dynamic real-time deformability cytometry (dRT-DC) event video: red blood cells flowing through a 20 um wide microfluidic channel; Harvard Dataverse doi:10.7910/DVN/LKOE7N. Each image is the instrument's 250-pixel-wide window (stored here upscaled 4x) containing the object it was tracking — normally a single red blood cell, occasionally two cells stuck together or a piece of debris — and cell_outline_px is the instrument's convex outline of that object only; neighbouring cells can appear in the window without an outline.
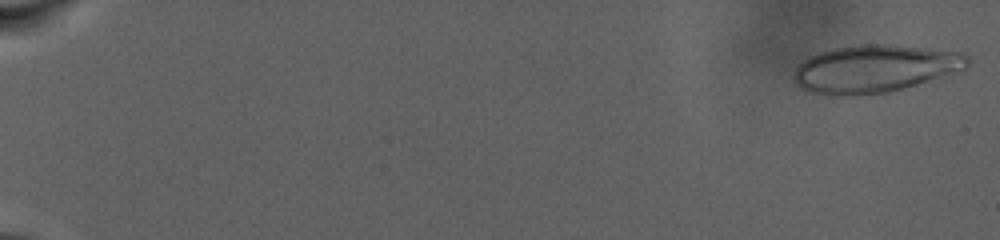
{"species": "human", "species_latin": "Homo sapiens", "temperature_condition": "warm", "stored_images_in_passage": 90, "camera_frame_rate_fps": 3000, "um_per_image_px": 0.085, "donor": {"sex": "male"}, "frame": {"image": 1, "passage_image": 2, "time_ms": 0.333, "image_size_px": [1000, 240], "cell_outline_px": [[968, 64], [964, 68], [904, 88], [888, 92], [844, 96], [828, 96], [808, 92], [800, 88], [796, 84], [796, 68], [804, 60], [820, 52], [836, 48], [860, 44], [892, 44], [964, 52], [968, 56]], "centroid_in_image_um": [74.34, 5.84], "position_along_channel_um": 10.7, "area_um2": 47.74}}
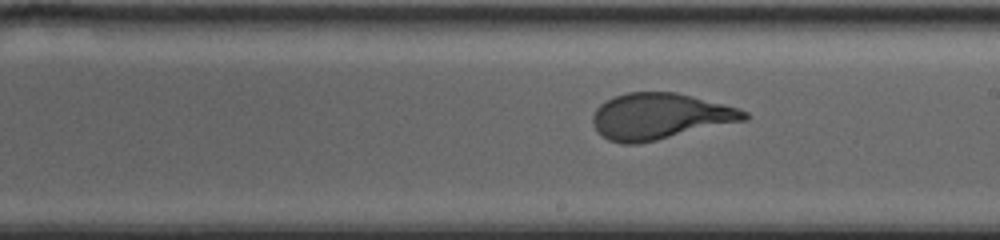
{"frame": {"image": 2, "passage_image": 56, "time_ms": 18.333, "image_size_px": [1000, 240], "cell_outline_px": [[748, 120], [656, 140], [636, 144], [624, 144], [608, 140], [592, 124], [592, 116], [596, 108], [604, 100], [612, 96], [628, 92], [676, 92], [740, 108], [748, 112]], "centroid_in_image_um": [56.09, 9.87], "position_along_channel_um": 232.9, "area_um2": 40.81}}
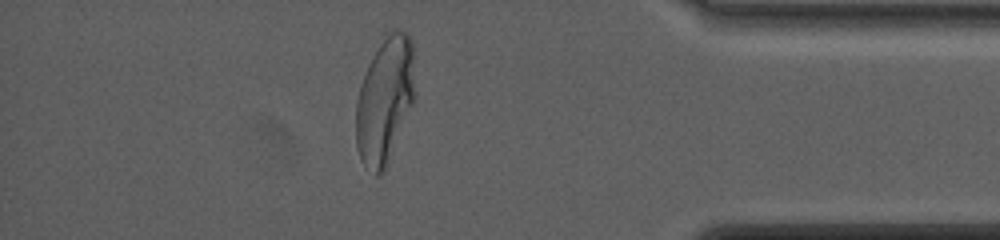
{"frame": {"image": 3, "passage_image": 80, "time_ms": 26.333, "image_size_px": [1000, 240], "cell_outline_px": [[416, 96], [384, 172], [376, 176], [360, 160], [356, 148], [356, 100], [360, 84], [368, 64], [372, 56], [388, 32], [392, 28], [404, 32], [412, 40], [416, 56]], "centroid_in_image_um": [32.75, 8.48], "position_along_channel_um": 402.5, "area_um2": 44.22}, "authors_computed_cell_mechanics": {"area_um2": 44.2459, "velocity_mm_per_s": 2.4156, "shape_relaxation_time_tau1_ms": 10.3102, "shape_relaxation_time_tau2_ms": null, "deformation_change_tau1": 0.2811, "deformation_change_tau2": null}}